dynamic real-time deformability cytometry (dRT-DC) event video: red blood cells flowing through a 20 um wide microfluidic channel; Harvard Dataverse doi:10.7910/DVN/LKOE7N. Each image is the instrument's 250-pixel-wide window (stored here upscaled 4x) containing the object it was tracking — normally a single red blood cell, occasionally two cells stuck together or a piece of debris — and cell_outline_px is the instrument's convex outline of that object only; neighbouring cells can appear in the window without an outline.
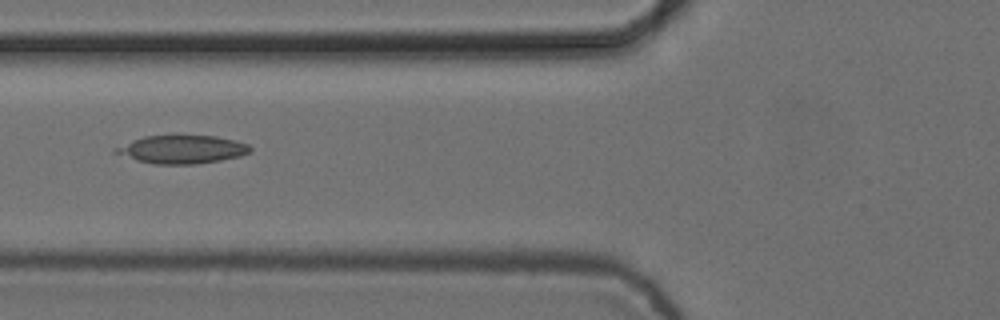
{"species": "common noctule bat (a hibernating species)", "species_latin": "Nyctalus noctula", "temperature_condition": "cold", "stored_images_in_passage": 8, "camera_frame_rate_fps": 3000, "um_per_image_px": 0.085, "animal": {"sex": "female", "body_mass_g": 24.6, "forearm_length_mm": 56.2}, "frame": {"image": 1, "passage_image": 5, "time_ms": 1.333, "image_size_px": [1000, 320], "cell_outline_px": [[252, 152], [240, 156], [220, 160], [196, 164], [156, 164], [136, 160], [112, 152], [112, 148], [132, 140], [144, 136], [172, 132], [216, 136], [236, 140], [248, 144], [252, 148]], "centroid_in_image_um": [15.45, 12.64], "position_along_channel_um": 110.3, "area_um2": 23.18}}
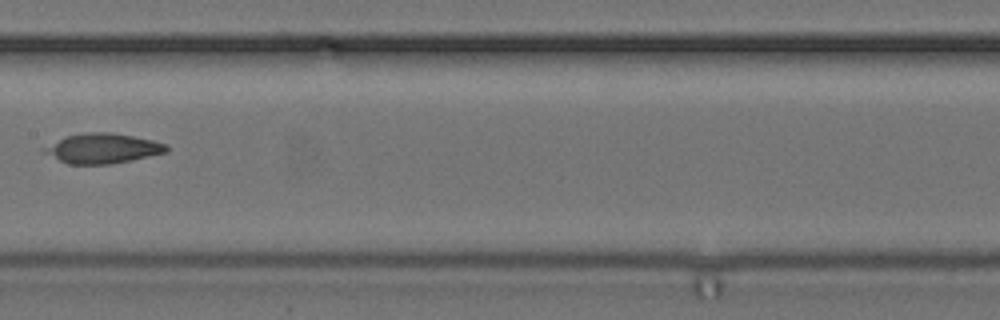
{"frame": {"image": 2, "passage_image": 7, "time_ms": 2.0, "image_size_px": [1000, 320], "cell_outline_px": [[168, 152], [132, 160], [112, 164], [68, 164], [40, 152], [40, 148], [64, 136], [88, 132], [112, 132], [152, 140], [168, 144]], "centroid_in_image_um": [8.68, 12.61], "position_along_channel_um": 198.7, "area_um2": 21.62}}
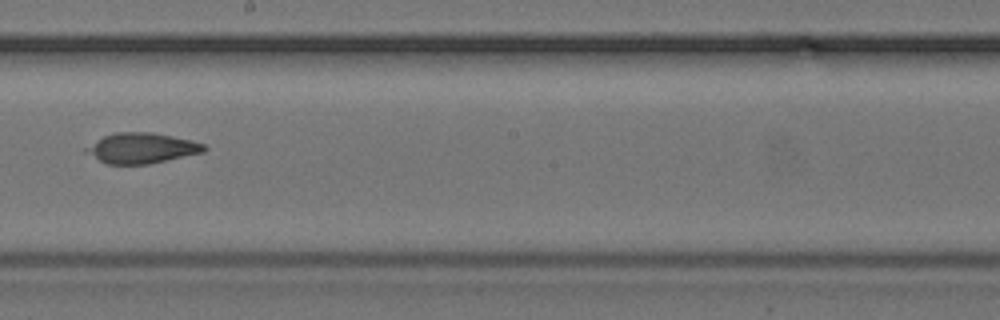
{"frame": {"image": 3, "passage_image": 8, "time_ms": 2.333, "image_size_px": [1000, 320], "cell_outline_px": [[208, 148], [204, 152], [148, 164], [108, 164], [84, 152], [84, 148], [104, 136], [116, 132], [152, 132], [192, 140], [204, 144]], "centroid_in_image_um": [12.06, 12.58], "position_along_channel_um": 236.1, "area_um2": 20.75}}